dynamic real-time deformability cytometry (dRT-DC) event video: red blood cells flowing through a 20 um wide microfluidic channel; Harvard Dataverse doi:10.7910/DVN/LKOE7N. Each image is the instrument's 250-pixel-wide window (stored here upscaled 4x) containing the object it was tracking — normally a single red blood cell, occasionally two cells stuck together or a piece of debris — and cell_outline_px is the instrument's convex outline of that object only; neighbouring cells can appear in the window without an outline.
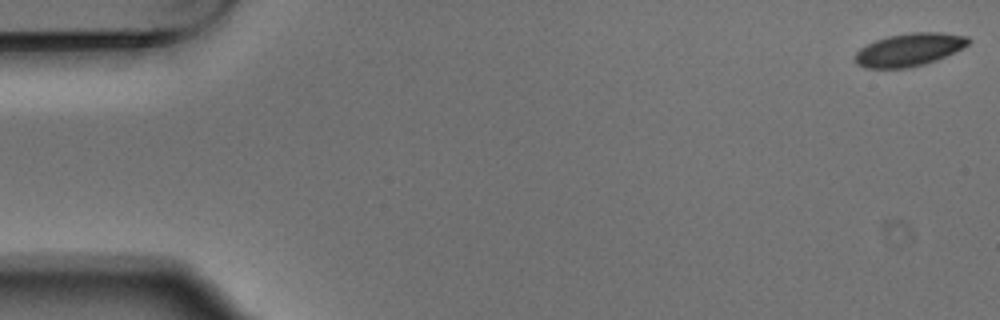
{"species": "Egyptian fruit bat (a non-hibernating species)", "species_latin": "Rousettus aegyptiacus", "temperature_condition": "warm", "stored_images_in_passage": 5, "camera_frame_rate_fps": 3000, "um_per_image_px": 0.085, "animal": {"sex": "male"}, "frame": {"image": 1, "passage_image": 1, "time_ms": 0.0, "image_size_px": [1000, 320], "cell_outline_px": [[972, 40], [968, 44], [936, 60], [924, 64], [908, 68], [864, 68], [856, 64], [856, 52], [860, 48], [876, 40], [888, 36], [912, 32], [940, 32], [968, 36]], "centroid_in_image_um": [77.27, 4.22], "position_along_channel_um": 7.7, "area_um2": 21.5}}
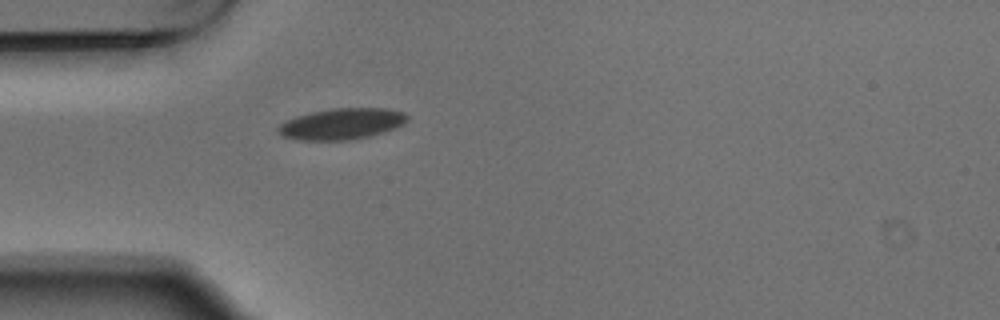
{"frame": {"image": 2, "passage_image": 5, "time_ms": 1.333, "image_size_px": [1000, 320], "cell_outline_px": [[408, 120], [404, 124], [396, 128], [384, 132], [368, 136], [348, 140], [296, 140], [284, 136], [276, 132], [276, 128], [280, 124], [296, 116], [312, 112], [332, 108], [388, 108], [404, 112], [408, 116]], "centroid_in_image_um": [29.06, 10.52], "position_along_channel_um": 55.9, "area_um2": 23.52}}